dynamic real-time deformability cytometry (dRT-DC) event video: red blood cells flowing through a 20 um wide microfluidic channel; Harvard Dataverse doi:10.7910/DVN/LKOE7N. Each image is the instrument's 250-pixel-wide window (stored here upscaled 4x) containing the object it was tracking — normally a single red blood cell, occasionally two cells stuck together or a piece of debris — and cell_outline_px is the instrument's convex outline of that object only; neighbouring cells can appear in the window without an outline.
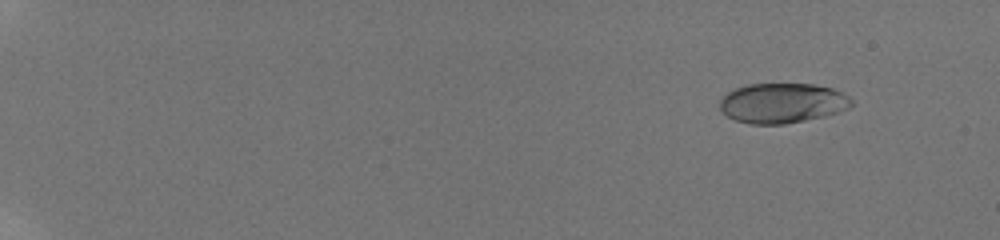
{"species": "human", "species_latin": "Homo sapiens", "temperature_condition": "room temperature", "stored_images_in_passage": 54, "camera_frame_rate_fps": 3000, "um_per_image_px": 0.085, "donor": {"sex": "male"}, "frame": {"image": 1, "passage_image": 2, "time_ms": 0.333, "image_size_px": [1000, 240], "cell_outline_px": [[852, 104], [848, 108], [824, 116], [784, 124], [752, 124], [736, 120], [728, 116], [720, 108], [720, 100], [728, 92], [736, 88], [748, 84], [812, 84], [832, 88], [844, 92], [852, 100]], "centroid_in_image_um": [66.51, 8.75], "position_along_channel_um": 18.5, "area_um2": 30.4}}
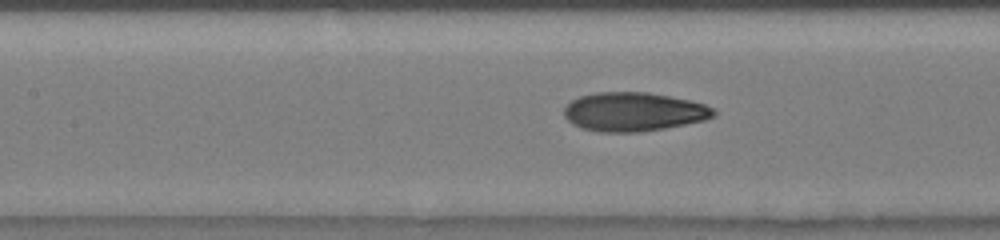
{"frame": {"image": 2, "passage_image": 27, "time_ms": 8.667, "image_size_px": [1000, 240], "cell_outline_px": [[716, 116], [704, 120], [664, 128], [640, 132], [596, 132], [580, 128], [572, 124], [564, 116], [564, 108], [572, 100], [580, 96], [596, 92], [648, 92], [688, 100], [704, 104], [712, 108], [716, 112]], "centroid_in_image_um": [53.83, 9.51], "position_along_channel_um": 153.6, "area_um2": 33.87}}
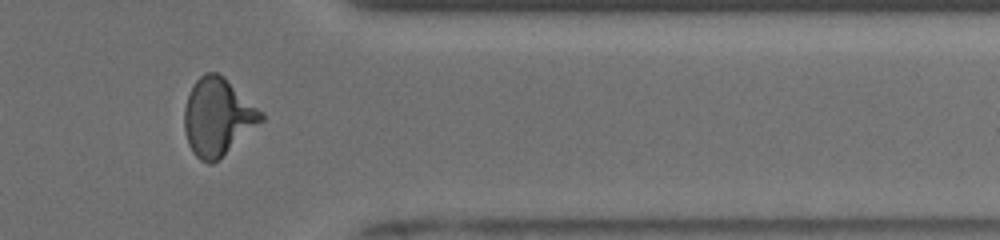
{"frame": {"image": 3, "passage_image": 46, "time_ms": 15.0, "image_size_px": [1000, 240], "cell_outline_px": [[264, 120], [212, 164], [208, 164], [200, 160], [192, 152], [188, 144], [184, 132], [184, 108], [192, 84], [204, 72], [216, 72], [224, 76], [264, 112]], "centroid_in_image_um": [18.49, 9.92], "position_along_channel_um": 392.9, "area_um2": 34.74}, "authors_computed_cell_mechanics": {"area_um2": 32.3969, "velocity_mm_per_s": 3.8567, "shape_relaxation_time_tau1_ms": 4.6099, "shape_relaxation_time_tau2_ms": 1.0198, "deformation_change_tau1": 0.1894, "deformation_change_tau2": 0.0789}}